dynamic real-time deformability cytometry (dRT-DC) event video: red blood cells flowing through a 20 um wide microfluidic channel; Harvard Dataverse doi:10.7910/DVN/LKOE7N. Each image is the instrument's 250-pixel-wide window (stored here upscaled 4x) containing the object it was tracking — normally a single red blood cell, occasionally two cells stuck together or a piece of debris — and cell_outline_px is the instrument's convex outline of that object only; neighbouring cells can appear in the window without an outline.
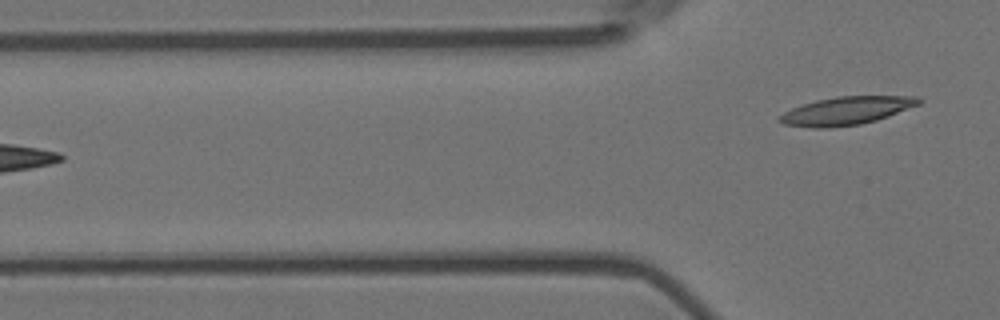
{"species": "Egyptian fruit bat (a non-hibernating species)", "species_latin": "Rousettus aegyptiacus", "temperature_condition": "room temperature", "stored_images_in_passage": 6, "camera_frame_rate_fps": 3000, "um_per_image_px": 0.085, "animal": {"sex": "female"}, "frame": {"image": 1, "passage_image": 6, "time_ms": 1.667, "image_size_px": [1000, 320], "cell_outline_px": [[924, 100], [920, 104], [888, 116], [876, 120], [860, 124], [828, 128], [812, 128], [784, 124], [776, 120], [784, 112], [792, 108], [816, 100], [836, 96], [916, 96]], "centroid_in_image_um": [71.94, 9.41], "position_along_channel_um": 53.9, "area_um2": 22.77}}